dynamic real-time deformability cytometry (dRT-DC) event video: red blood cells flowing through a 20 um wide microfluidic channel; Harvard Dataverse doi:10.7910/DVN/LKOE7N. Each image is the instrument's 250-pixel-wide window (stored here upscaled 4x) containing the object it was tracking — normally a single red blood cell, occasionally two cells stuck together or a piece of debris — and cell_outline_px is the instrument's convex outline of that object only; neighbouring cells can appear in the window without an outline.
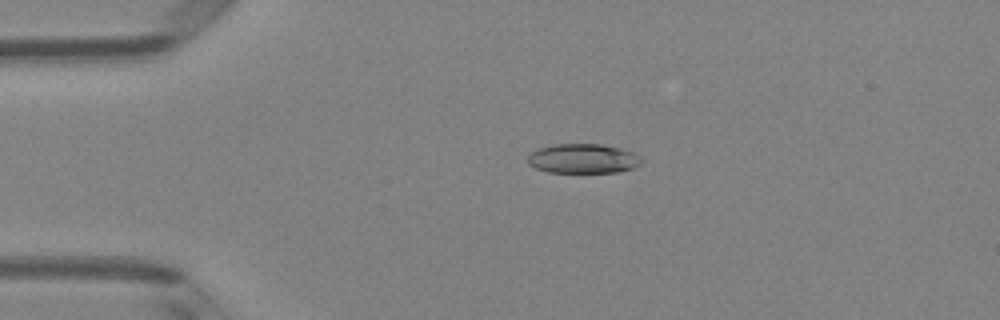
{"species": "Egyptian fruit bat (a non-hibernating species)", "species_latin": "Rousettus aegyptiacus", "temperature_condition": "room temperature", "stored_images_in_passage": 49, "camera_frame_rate_fps": 3000, "um_per_image_px": 0.085, "animal": {"sex": "female"}, "frame": {"image": 1, "passage_image": 11, "time_ms": 3.333, "image_size_px": [1000, 320], "cell_outline_px": [[644, 160], [640, 164], [632, 168], [620, 172], [548, 172], [536, 168], [528, 164], [528, 156], [532, 152], [540, 148], [552, 144], [600, 144], [620, 148], [632, 152], [640, 156]], "centroid_in_image_um": [49.58, 13.48], "position_along_channel_um": 35.4, "area_um2": 19.54}}
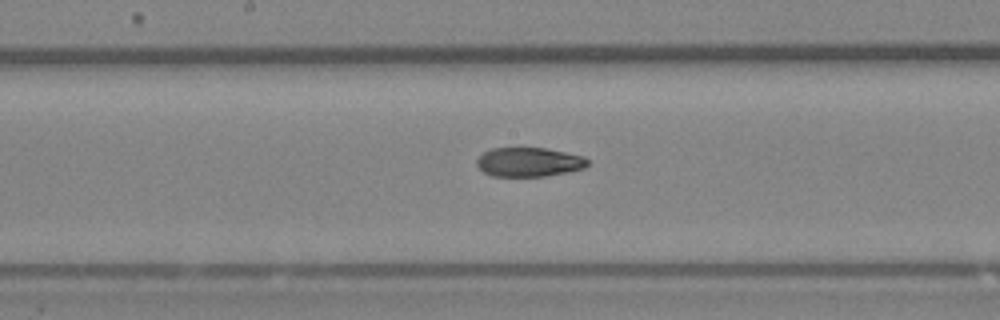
{"frame": {"image": 2, "passage_image": 26, "time_ms": 8.333, "image_size_px": [1000, 320], "cell_outline_px": [[588, 164], [584, 168], [568, 172], [544, 176], [492, 176], [484, 172], [476, 164], [476, 160], [484, 152], [492, 148], [544, 148], [584, 156], [588, 160]], "centroid_in_image_um": [44.96, 13.78], "position_along_channel_um": 203.2, "area_um2": 18.73}}
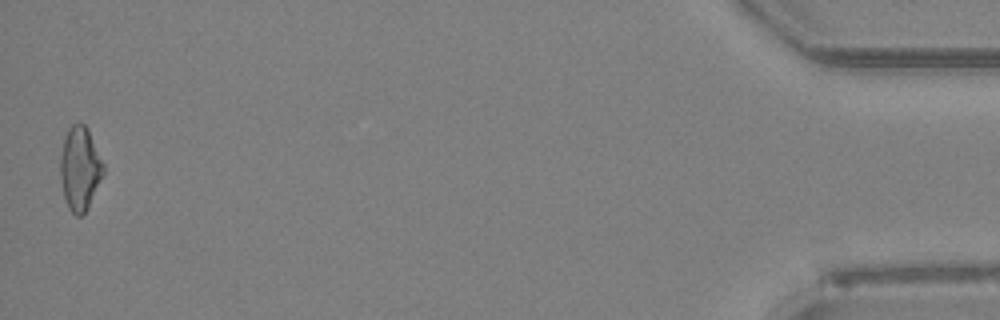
{"frame": {"image": 3, "passage_image": 49, "time_ms": 16.0, "image_size_px": [1000, 320], "cell_outline_px": [[104, 172], [88, 208], [80, 216], [76, 216], [68, 208], [64, 196], [60, 180], [60, 156], [64, 136], [68, 128], [72, 124], [80, 120], [88, 128], [104, 164]], "centroid_in_image_um": [6.78, 14.28], "position_along_channel_um": 428.4, "area_um2": 21.21}, "authors_computed_cell_mechanics": {"area_um2": 20.1144, "velocity_mm_per_s": 4.1367, "shape_relaxation_time_tau1_ms": null, "shape_relaxation_time_tau2_ms": 4.2617, "deformation_change_tau1": null, "deformation_change_tau2": 0.1157}}